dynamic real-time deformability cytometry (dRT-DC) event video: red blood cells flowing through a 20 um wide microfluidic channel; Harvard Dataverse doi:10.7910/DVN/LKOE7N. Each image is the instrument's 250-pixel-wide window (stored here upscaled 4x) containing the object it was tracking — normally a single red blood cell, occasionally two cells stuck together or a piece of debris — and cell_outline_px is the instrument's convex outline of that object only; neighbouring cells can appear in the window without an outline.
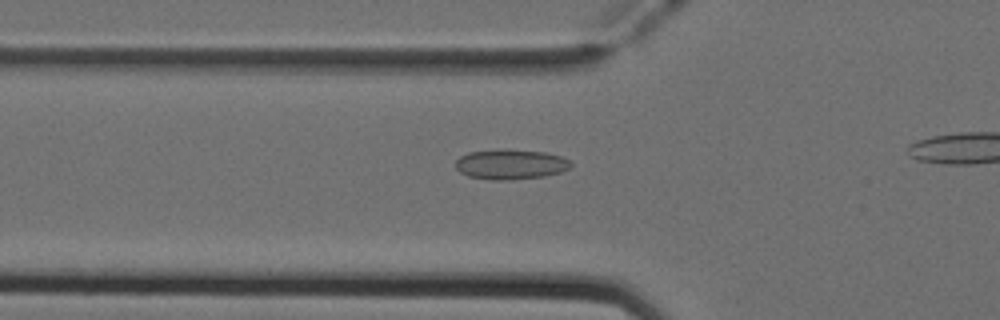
{"species": "Egyptian fruit bat (a non-hibernating species)", "species_latin": "Rousettus aegyptiacus", "temperature_condition": "cold", "stored_images_in_passage": 37, "camera_frame_rate_fps": 3000, "um_per_image_px": 0.085, "animal": {"sex": "female"}, "frame": {"image": 1, "passage_image": 13, "time_ms": 4.0, "image_size_px": [1000, 320], "cell_outline_px": [[572, 164], [568, 168], [560, 172], [544, 176], [512, 180], [492, 180], [468, 176], [460, 172], [456, 168], [456, 160], [460, 156], [468, 152], [544, 152], [560, 156], [572, 160]], "centroid_in_image_um": [43.42, 14.02], "position_along_channel_um": 82.4, "area_um2": 19.31}}
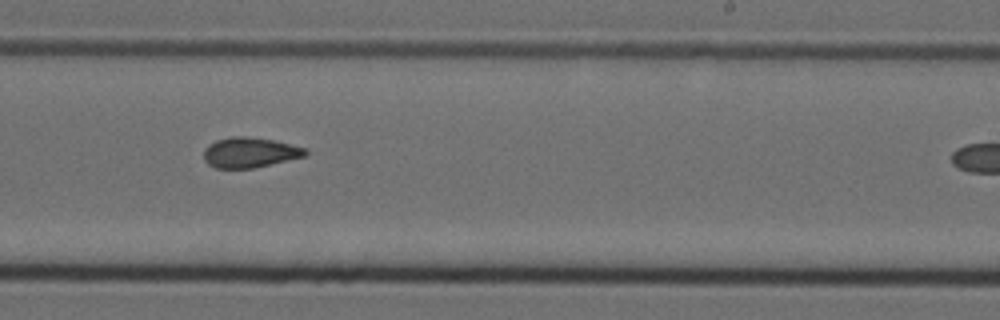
{"frame": {"image": 2, "passage_image": 27, "time_ms": 8.667, "image_size_px": [1000, 320], "cell_outline_px": [[308, 152], [304, 156], [252, 168], [216, 168], [208, 164], [204, 160], [204, 148], [208, 144], [216, 140], [232, 136], [244, 136], [276, 140], [308, 148]], "centroid_in_image_um": [21.22, 12.94], "position_along_channel_um": 267.8, "area_um2": 17.92}}
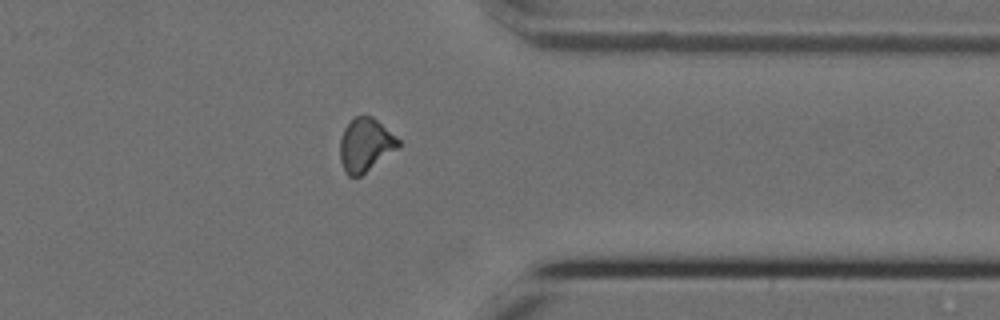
{"frame": {"image": 3, "passage_image": 36, "time_ms": 11.667, "image_size_px": [1000, 320], "cell_outline_px": [[400, 148], [360, 176], [348, 176], [340, 160], [340, 140], [344, 128], [356, 116], [372, 116], [396, 136], [400, 140]], "centroid_in_image_um": [31.08, 12.32], "position_along_channel_um": 380.3, "area_um2": 18.09}}